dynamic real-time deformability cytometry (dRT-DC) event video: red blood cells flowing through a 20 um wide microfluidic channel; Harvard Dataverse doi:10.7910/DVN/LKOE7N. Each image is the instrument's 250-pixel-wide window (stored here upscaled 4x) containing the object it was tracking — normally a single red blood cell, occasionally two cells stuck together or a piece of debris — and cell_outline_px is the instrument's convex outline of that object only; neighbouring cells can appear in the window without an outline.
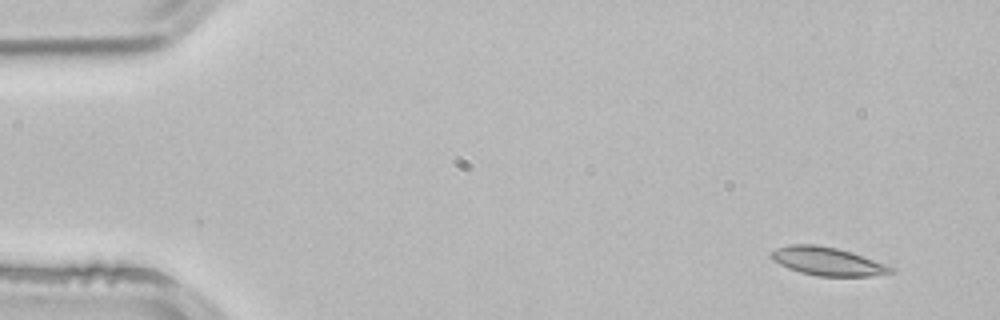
{"species": "common noctule bat (a hibernating species)", "species_latin": "Nyctalus noctula", "temperature_condition": "room temperature", "stored_images_in_passage": 4, "segment_of_instrument_passage": [2, 2], "camera_frame_rate_fps": 3000, "um_per_image_px": 0.085, "animal": {"sex": "male", "body_mass_g": 21.5, "forearm_length_mm": 52.0}, "frame": {"image": 1, "passage_image": 4, "time_ms": 1.0, "image_size_px": [1000, 320], "cell_outline_px": [[896, 272], [872, 276], [816, 276], [800, 272], [788, 268], [772, 260], [768, 256], [776, 248], [788, 244], [816, 244], [836, 248], [852, 252], [896, 268]], "centroid_in_image_um": [70.33, 22.21], "position_along_channel_um": 14.7, "area_um2": 19.88}}